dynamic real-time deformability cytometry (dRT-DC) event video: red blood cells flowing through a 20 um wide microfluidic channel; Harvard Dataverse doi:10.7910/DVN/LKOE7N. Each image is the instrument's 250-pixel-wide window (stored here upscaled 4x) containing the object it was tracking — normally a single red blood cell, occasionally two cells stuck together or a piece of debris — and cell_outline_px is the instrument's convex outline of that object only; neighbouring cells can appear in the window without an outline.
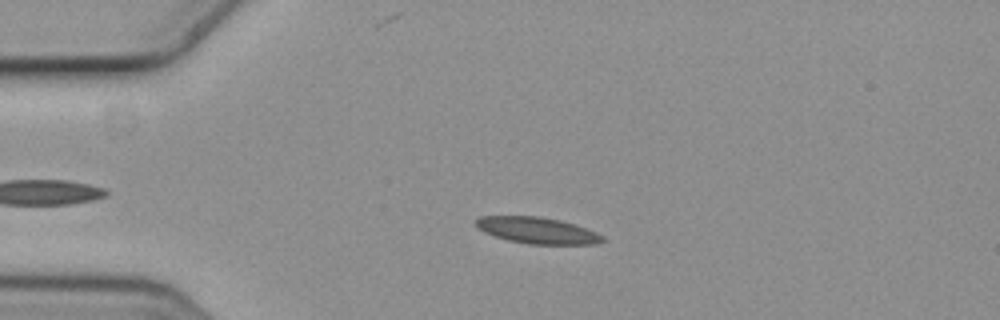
{"species": "common noctule bat (a hibernating species)", "species_latin": "Nyctalus noctula", "temperature_condition": "cold", "stored_images_in_passage": 5, "camera_frame_rate_fps": 3000, "um_per_image_px": 0.085, "animal": {"sex": "female", "body_mass_g": 19.3, "forearm_length_mm": 54.1}, "frame": {"image": 1, "passage_image": 4, "time_ms": 1.0, "image_size_px": [1000, 320], "cell_outline_px": [[604, 240], [596, 244], [528, 244], [508, 240], [484, 232], [476, 228], [472, 220], [480, 216], [540, 216], [560, 220], [596, 232], [604, 236]], "centroid_in_image_um": [45.6, 19.58], "position_along_channel_um": 39.4, "area_um2": 19.48}}